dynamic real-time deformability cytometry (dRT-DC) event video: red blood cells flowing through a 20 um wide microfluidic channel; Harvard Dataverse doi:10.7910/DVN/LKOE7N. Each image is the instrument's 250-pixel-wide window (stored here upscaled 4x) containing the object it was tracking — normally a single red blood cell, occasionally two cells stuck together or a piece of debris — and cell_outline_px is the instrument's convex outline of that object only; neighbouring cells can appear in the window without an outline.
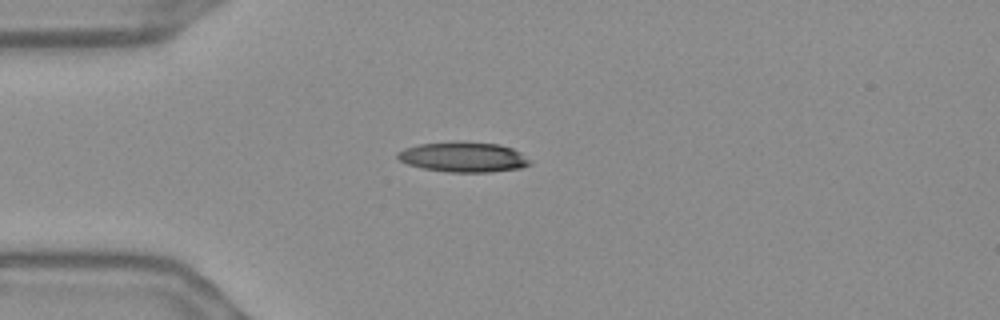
{"species": "Egyptian fruit bat (a non-hibernating species)", "species_latin": "Rousettus aegyptiacus", "temperature_condition": "warm", "stored_images_in_passage": 42, "camera_frame_rate_fps": 3000, "um_per_image_px": 0.085, "frame": {"image": 1, "passage_image": 1, "time_ms": 0.0, "image_size_px": [1000, 320], "cell_outline_px": [[532, 164], [520, 168], [488, 172], [448, 172], [424, 168], [408, 164], [400, 160], [396, 156], [396, 152], [404, 148], [420, 144], [456, 140], [460, 140], [500, 144], [512, 148], [520, 152], [532, 160]], "centroid_in_image_um": [39.41, 13.32], "position_along_channel_um": 45.6, "area_um2": 23.58}}
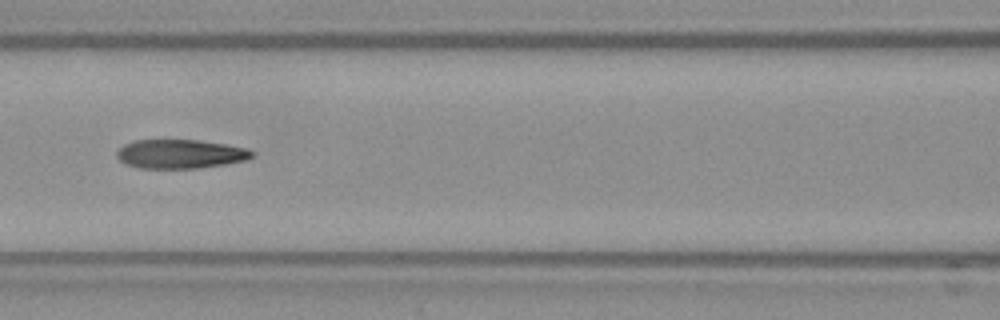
{"frame": {"image": 2, "passage_image": 11, "time_ms": 3.333, "image_size_px": [1000, 320], "cell_outline_px": [[256, 152], [252, 156], [244, 160], [224, 164], [200, 168], [140, 168], [124, 164], [116, 156], [116, 152], [124, 144], [132, 140], [200, 140], [224, 144], [244, 148]], "centroid_in_image_um": [15.27, 13.08], "position_along_channel_um": 151.3, "area_um2": 22.77}}
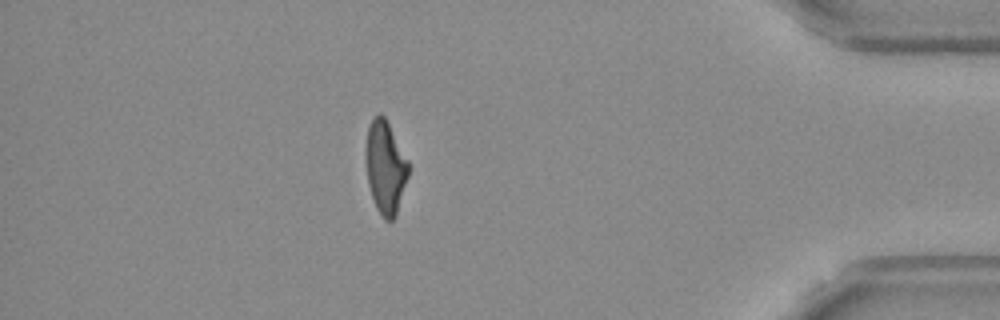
{"frame": {"image": 3, "passage_image": 35, "time_ms": 11.333, "image_size_px": [1000, 320], "cell_outline_px": [[408, 176], [396, 216], [392, 220], [384, 220], [376, 208], [368, 184], [364, 160], [364, 148], [368, 124], [372, 116], [380, 112], [384, 116], [408, 160]], "centroid_in_image_um": [32.71, 14.18], "position_along_channel_um": 402.5, "area_um2": 23.47}, "authors_computed_cell_mechanics": {"area_um2": 23.5824, "velocity_mm_per_s": 3.6831, "shape_relaxation_time_tau1_ms": null, "shape_relaxation_time_tau2_ms": 3.5147, "deformation_change_tau1": null, "deformation_change_tau2": 0.1266}}